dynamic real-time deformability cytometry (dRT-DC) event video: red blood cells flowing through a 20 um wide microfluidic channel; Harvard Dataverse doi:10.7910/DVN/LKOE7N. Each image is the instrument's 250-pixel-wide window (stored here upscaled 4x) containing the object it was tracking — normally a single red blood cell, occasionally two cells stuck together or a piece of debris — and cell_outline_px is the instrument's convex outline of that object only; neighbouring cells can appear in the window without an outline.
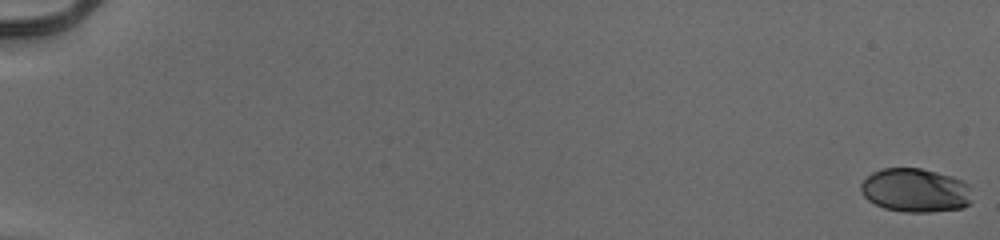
{"species": "human", "species_latin": "Homo sapiens", "temperature_condition": "cold", "stored_images_in_passage": 56, "camera_frame_rate_fps": 3000, "um_per_image_px": 0.085, "donor": {"sex": "male"}, "frame": {"image": 1, "passage_image": 1, "time_ms": 0.0, "image_size_px": [1000, 240], "cell_outline_px": [[972, 200], [964, 208], [932, 212], [904, 212], [884, 208], [868, 200], [860, 192], [860, 184], [872, 172], [884, 168], [920, 168], [952, 176], [968, 184]], "centroid_in_image_um": [77.8, 16.18], "position_along_channel_um": 7.2, "area_um2": 28.5}}
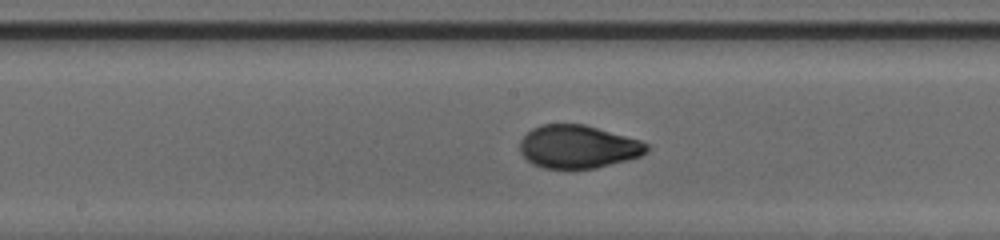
{"frame": {"image": 2, "passage_image": 32, "time_ms": 10.333, "image_size_px": [1000, 240], "cell_outline_px": [[648, 152], [640, 156], [596, 168], [544, 168], [532, 164], [520, 152], [520, 140], [532, 128], [540, 124], [584, 124], [640, 140], [648, 144]], "centroid_in_image_um": [49.12, 12.46], "position_along_channel_um": 199.1, "area_um2": 31.67}}
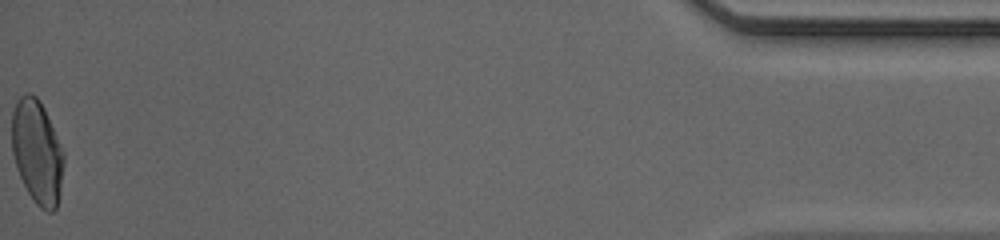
{"frame": {"image": 3, "passage_image": 56, "time_ms": 18.333, "image_size_px": [1000, 240], "cell_outline_px": [[64, 164], [60, 192], [56, 208], [52, 212], [48, 212], [40, 208], [32, 200], [20, 176], [12, 152], [12, 112], [16, 100], [24, 92], [32, 92], [40, 100], [44, 108], [64, 152]], "centroid_in_image_um": [3.16, 12.89], "position_along_channel_um": 432.0, "area_um2": 31.56}, "authors_computed_cell_mechanics": {"area_um2": 30.6629, "velocity_mm_per_s": 3.976, "shape_relaxation_time_tau1_ms": 4.4007, "shape_relaxation_time_tau2_ms": null, "deformation_change_tau1": 0.192, "deformation_change_tau2": null}}